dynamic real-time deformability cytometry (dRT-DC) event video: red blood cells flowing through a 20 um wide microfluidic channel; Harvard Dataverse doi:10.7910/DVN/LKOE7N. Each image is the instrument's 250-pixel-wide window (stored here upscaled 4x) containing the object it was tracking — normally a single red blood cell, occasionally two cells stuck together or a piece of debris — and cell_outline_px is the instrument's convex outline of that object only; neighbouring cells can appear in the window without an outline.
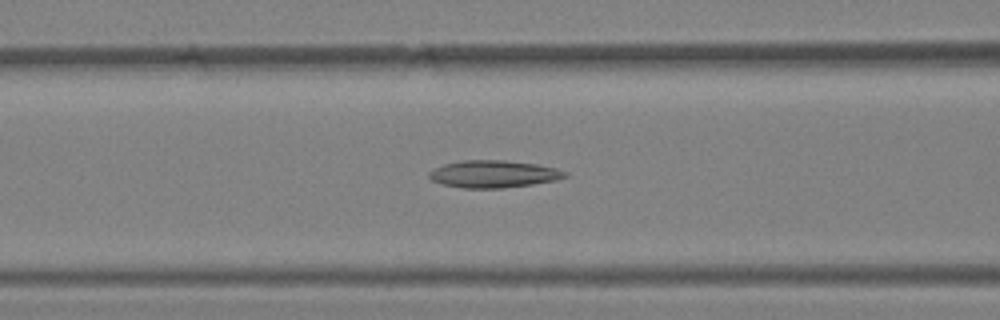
{"species": "Egyptian fruit bat (a non-hibernating species)", "species_latin": "Rousettus aegyptiacus", "temperature_condition": "warm", "stored_images_in_passage": 44, "camera_frame_rate_fps": 3000, "um_per_image_px": 0.085, "animal": {"sex": "female"}, "frame": {"image": 1, "passage_image": 8, "time_ms": 2.333, "image_size_px": [1000, 320], "cell_outline_px": [[568, 176], [556, 180], [532, 184], [504, 188], [464, 188], [444, 184], [432, 180], [428, 176], [428, 172], [444, 164], [464, 160], [504, 160], [536, 164], [556, 168], [568, 172]], "centroid_in_image_um": [41.98, 14.79], "position_along_channel_um": 124.6, "area_um2": 21.5}}
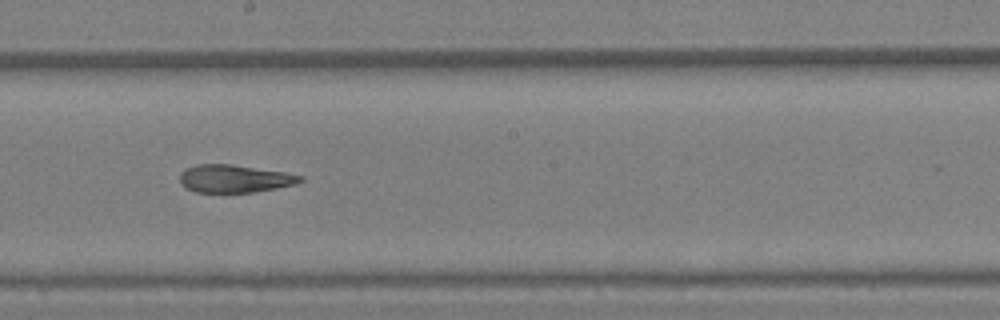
{"frame": {"image": 2, "passage_image": 17, "time_ms": 5.333, "image_size_px": [1000, 320], "cell_outline_px": [[304, 180], [296, 184], [276, 188], [252, 192], [192, 192], [184, 188], [180, 184], [180, 172], [196, 164], [232, 164], [284, 172], [304, 176]], "centroid_in_image_um": [19.91, 15.19], "position_along_channel_um": 228.3, "area_um2": 19.59}}
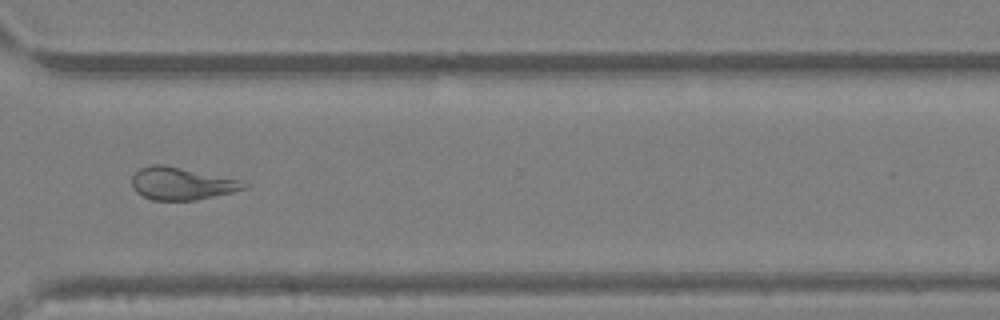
{"frame": {"image": 3, "passage_image": 28, "time_ms": 9.0, "image_size_px": [1000, 320], "cell_outline_px": [[248, 188], [232, 192], [196, 200], [152, 200], [136, 192], [132, 188], [132, 176], [140, 168], [152, 164], [164, 164], [248, 180]], "centroid_in_image_um": [15.51, 15.58], "position_along_channel_um": 355.1, "area_um2": 21.73}, "authors_computed_cell_mechanics": {"area_um2": 21.6172, "velocity_mm_per_s": 3.4618, "shape_relaxation_time_tau1_ms": null, "shape_relaxation_time_tau2_ms": 3.2189, "deformation_change_tau1": null, "deformation_change_tau2": 0.1293}}